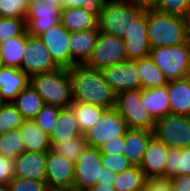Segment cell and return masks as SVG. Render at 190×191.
<instances>
[{
	"instance_id": "7c38bea8",
	"label": "cell",
	"mask_w": 190,
	"mask_h": 191,
	"mask_svg": "<svg viewBox=\"0 0 190 191\" xmlns=\"http://www.w3.org/2000/svg\"><path fill=\"white\" fill-rule=\"evenodd\" d=\"M21 70L29 77L34 74L52 72L59 69L50 56V52L38 37L26 38Z\"/></svg>"
},
{
	"instance_id": "60d3db41",
	"label": "cell",
	"mask_w": 190,
	"mask_h": 191,
	"mask_svg": "<svg viewBox=\"0 0 190 191\" xmlns=\"http://www.w3.org/2000/svg\"><path fill=\"white\" fill-rule=\"evenodd\" d=\"M101 162L104 168L109 169L111 172L118 174L122 171L129 169L133 165L129 160L123 155H106L101 154Z\"/></svg>"
},
{
	"instance_id": "d4e9b609",
	"label": "cell",
	"mask_w": 190,
	"mask_h": 191,
	"mask_svg": "<svg viewBox=\"0 0 190 191\" xmlns=\"http://www.w3.org/2000/svg\"><path fill=\"white\" fill-rule=\"evenodd\" d=\"M25 151L48 152L51 150L49 135L33 119L24 120L20 126Z\"/></svg>"
},
{
	"instance_id": "d6986e66",
	"label": "cell",
	"mask_w": 190,
	"mask_h": 191,
	"mask_svg": "<svg viewBox=\"0 0 190 191\" xmlns=\"http://www.w3.org/2000/svg\"><path fill=\"white\" fill-rule=\"evenodd\" d=\"M99 28L70 32V57L75 64H86L90 59L99 37Z\"/></svg>"
},
{
	"instance_id": "1f68e13d",
	"label": "cell",
	"mask_w": 190,
	"mask_h": 191,
	"mask_svg": "<svg viewBox=\"0 0 190 191\" xmlns=\"http://www.w3.org/2000/svg\"><path fill=\"white\" fill-rule=\"evenodd\" d=\"M147 180L148 177L139 166H132L116 174L113 186L116 191H140Z\"/></svg>"
},
{
	"instance_id": "3957f363",
	"label": "cell",
	"mask_w": 190,
	"mask_h": 191,
	"mask_svg": "<svg viewBox=\"0 0 190 191\" xmlns=\"http://www.w3.org/2000/svg\"><path fill=\"white\" fill-rule=\"evenodd\" d=\"M30 85L42 97L44 104L70 108L74 102L70 70L59 68L52 72L30 76Z\"/></svg>"
},
{
	"instance_id": "ba28073f",
	"label": "cell",
	"mask_w": 190,
	"mask_h": 191,
	"mask_svg": "<svg viewBox=\"0 0 190 191\" xmlns=\"http://www.w3.org/2000/svg\"><path fill=\"white\" fill-rule=\"evenodd\" d=\"M128 125L113 107L105 109L98 121L84 133L88 146L99 148L107 141L118 140L128 131Z\"/></svg>"
},
{
	"instance_id": "11a10c76",
	"label": "cell",
	"mask_w": 190,
	"mask_h": 191,
	"mask_svg": "<svg viewBox=\"0 0 190 191\" xmlns=\"http://www.w3.org/2000/svg\"><path fill=\"white\" fill-rule=\"evenodd\" d=\"M66 191H82V190H76V189H68V190H66Z\"/></svg>"
},
{
	"instance_id": "8992f818",
	"label": "cell",
	"mask_w": 190,
	"mask_h": 191,
	"mask_svg": "<svg viewBox=\"0 0 190 191\" xmlns=\"http://www.w3.org/2000/svg\"><path fill=\"white\" fill-rule=\"evenodd\" d=\"M63 6L59 0H30L26 13V32L38 37L50 27L61 23Z\"/></svg>"
},
{
	"instance_id": "30bf717a",
	"label": "cell",
	"mask_w": 190,
	"mask_h": 191,
	"mask_svg": "<svg viewBox=\"0 0 190 191\" xmlns=\"http://www.w3.org/2000/svg\"><path fill=\"white\" fill-rule=\"evenodd\" d=\"M101 153L98 148L86 146L75 161L72 188L86 191L101 180Z\"/></svg>"
},
{
	"instance_id": "681fc988",
	"label": "cell",
	"mask_w": 190,
	"mask_h": 191,
	"mask_svg": "<svg viewBox=\"0 0 190 191\" xmlns=\"http://www.w3.org/2000/svg\"><path fill=\"white\" fill-rule=\"evenodd\" d=\"M131 1L144 7H152L157 0H131Z\"/></svg>"
},
{
	"instance_id": "5b68a950",
	"label": "cell",
	"mask_w": 190,
	"mask_h": 191,
	"mask_svg": "<svg viewBox=\"0 0 190 191\" xmlns=\"http://www.w3.org/2000/svg\"><path fill=\"white\" fill-rule=\"evenodd\" d=\"M189 56L190 40L171 47L151 48L149 52V57L168 81L186 78Z\"/></svg>"
},
{
	"instance_id": "44dd1931",
	"label": "cell",
	"mask_w": 190,
	"mask_h": 191,
	"mask_svg": "<svg viewBox=\"0 0 190 191\" xmlns=\"http://www.w3.org/2000/svg\"><path fill=\"white\" fill-rule=\"evenodd\" d=\"M153 131L129 128L125 134L123 155L133 166H139Z\"/></svg>"
},
{
	"instance_id": "836d02e7",
	"label": "cell",
	"mask_w": 190,
	"mask_h": 191,
	"mask_svg": "<svg viewBox=\"0 0 190 191\" xmlns=\"http://www.w3.org/2000/svg\"><path fill=\"white\" fill-rule=\"evenodd\" d=\"M87 146L84 134H81L75 138H71L68 141L59 143H51V150L55 153L62 155L70 161H76Z\"/></svg>"
},
{
	"instance_id": "9a60e30c",
	"label": "cell",
	"mask_w": 190,
	"mask_h": 191,
	"mask_svg": "<svg viewBox=\"0 0 190 191\" xmlns=\"http://www.w3.org/2000/svg\"><path fill=\"white\" fill-rule=\"evenodd\" d=\"M75 162L50 150L46 158V183L49 190L72 189Z\"/></svg>"
},
{
	"instance_id": "f35d334b",
	"label": "cell",
	"mask_w": 190,
	"mask_h": 191,
	"mask_svg": "<svg viewBox=\"0 0 190 191\" xmlns=\"http://www.w3.org/2000/svg\"><path fill=\"white\" fill-rule=\"evenodd\" d=\"M190 0H157L152 8L157 11L186 18Z\"/></svg>"
},
{
	"instance_id": "6f0895ef",
	"label": "cell",
	"mask_w": 190,
	"mask_h": 191,
	"mask_svg": "<svg viewBox=\"0 0 190 191\" xmlns=\"http://www.w3.org/2000/svg\"><path fill=\"white\" fill-rule=\"evenodd\" d=\"M49 191H66V190H49Z\"/></svg>"
},
{
	"instance_id": "f907efd6",
	"label": "cell",
	"mask_w": 190,
	"mask_h": 191,
	"mask_svg": "<svg viewBox=\"0 0 190 191\" xmlns=\"http://www.w3.org/2000/svg\"><path fill=\"white\" fill-rule=\"evenodd\" d=\"M186 24H187V27H188V31H189V34H190V7H189V11L187 13V16H186Z\"/></svg>"
},
{
	"instance_id": "e0dca14e",
	"label": "cell",
	"mask_w": 190,
	"mask_h": 191,
	"mask_svg": "<svg viewBox=\"0 0 190 191\" xmlns=\"http://www.w3.org/2000/svg\"><path fill=\"white\" fill-rule=\"evenodd\" d=\"M47 152L24 151L14 159L15 176L46 182Z\"/></svg>"
},
{
	"instance_id": "bcb514c9",
	"label": "cell",
	"mask_w": 190,
	"mask_h": 191,
	"mask_svg": "<svg viewBox=\"0 0 190 191\" xmlns=\"http://www.w3.org/2000/svg\"><path fill=\"white\" fill-rule=\"evenodd\" d=\"M170 179L174 191H190V175H176Z\"/></svg>"
},
{
	"instance_id": "2e32d148",
	"label": "cell",
	"mask_w": 190,
	"mask_h": 191,
	"mask_svg": "<svg viewBox=\"0 0 190 191\" xmlns=\"http://www.w3.org/2000/svg\"><path fill=\"white\" fill-rule=\"evenodd\" d=\"M122 38L125 41L128 60H139L149 56L151 47L147 33V7Z\"/></svg>"
},
{
	"instance_id": "ee69618b",
	"label": "cell",
	"mask_w": 190,
	"mask_h": 191,
	"mask_svg": "<svg viewBox=\"0 0 190 191\" xmlns=\"http://www.w3.org/2000/svg\"><path fill=\"white\" fill-rule=\"evenodd\" d=\"M14 177V159L0 156V184H9Z\"/></svg>"
},
{
	"instance_id": "b9f144b4",
	"label": "cell",
	"mask_w": 190,
	"mask_h": 191,
	"mask_svg": "<svg viewBox=\"0 0 190 191\" xmlns=\"http://www.w3.org/2000/svg\"><path fill=\"white\" fill-rule=\"evenodd\" d=\"M108 0H64L62 2L63 9L65 8H86L88 12L100 17L103 6Z\"/></svg>"
},
{
	"instance_id": "f1b7e54d",
	"label": "cell",
	"mask_w": 190,
	"mask_h": 191,
	"mask_svg": "<svg viewBox=\"0 0 190 191\" xmlns=\"http://www.w3.org/2000/svg\"><path fill=\"white\" fill-rule=\"evenodd\" d=\"M176 175H190V146L182 149H168L163 177L171 178Z\"/></svg>"
},
{
	"instance_id": "ffe728a7",
	"label": "cell",
	"mask_w": 190,
	"mask_h": 191,
	"mask_svg": "<svg viewBox=\"0 0 190 191\" xmlns=\"http://www.w3.org/2000/svg\"><path fill=\"white\" fill-rule=\"evenodd\" d=\"M30 83V77L21 69L3 67L0 71V98L4 103L15 97Z\"/></svg>"
},
{
	"instance_id": "74e56055",
	"label": "cell",
	"mask_w": 190,
	"mask_h": 191,
	"mask_svg": "<svg viewBox=\"0 0 190 191\" xmlns=\"http://www.w3.org/2000/svg\"><path fill=\"white\" fill-rule=\"evenodd\" d=\"M30 0H0V17L25 19Z\"/></svg>"
},
{
	"instance_id": "9c48e42d",
	"label": "cell",
	"mask_w": 190,
	"mask_h": 191,
	"mask_svg": "<svg viewBox=\"0 0 190 191\" xmlns=\"http://www.w3.org/2000/svg\"><path fill=\"white\" fill-rule=\"evenodd\" d=\"M153 135L169 148L182 149L190 146V116L166 114L156 120Z\"/></svg>"
},
{
	"instance_id": "7402d4cb",
	"label": "cell",
	"mask_w": 190,
	"mask_h": 191,
	"mask_svg": "<svg viewBox=\"0 0 190 191\" xmlns=\"http://www.w3.org/2000/svg\"><path fill=\"white\" fill-rule=\"evenodd\" d=\"M170 113L190 116V79L170 80L167 83Z\"/></svg>"
},
{
	"instance_id": "9f6ffc18",
	"label": "cell",
	"mask_w": 190,
	"mask_h": 191,
	"mask_svg": "<svg viewBox=\"0 0 190 191\" xmlns=\"http://www.w3.org/2000/svg\"><path fill=\"white\" fill-rule=\"evenodd\" d=\"M3 101L1 100V98H0V107L3 105Z\"/></svg>"
},
{
	"instance_id": "8fae6325",
	"label": "cell",
	"mask_w": 190,
	"mask_h": 191,
	"mask_svg": "<svg viewBox=\"0 0 190 191\" xmlns=\"http://www.w3.org/2000/svg\"><path fill=\"white\" fill-rule=\"evenodd\" d=\"M125 60L128 59L124 39L100 32L93 53L86 64L101 70Z\"/></svg>"
},
{
	"instance_id": "4fadbf2b",
	"label": "cell",
	"mask_w": 190,
	"mask_h": 191,
	"mask_svg": "<svg viewBox=\"0 0 190 191\" xmlns=\"http://www.w3.org/2000/svg\"><path fill=\"white\" fill-rule=\"evenodd\" d=\"M104 81L115 94L127 90L142 89L137 60H125L119 64L101 69Z\"/></svg>"
},
{
	"instance_id": "484cf974",
	"label": "cell",
	"mask_w": 190,
	"mask_h": 191,
	"mask_svg": "<svg viewBox=\"0 0 190 191\" xmlns=\"http://www.w3.org/2000/svg\"><path fill=\"white\" fill-rule=\"evenodd\" d=\"M82 133L74 118L71 108H62L58 114V119L49 135L50 143H59L75 138Z\"/></svg>"
},
{
	"instance_id": "7bdbcfd3",
	"label": "cell",
	"mask_w": 190,
	"mask_h": 191,
	"mask_svg": "<svg viewBox=\"0 0 190 191\" xmlns=\"http://www.w3.org/2000/svg\"><path fill=\"white\" fill-rule=\"evenodd\" d=\"M140 191H174V188L170 178L156 177L148 178Z\"/></svg>"
},
{
	"instance_id": "7a4b0ae2",
	"label": "cell",
	"mask_w": 190,
	"mask_h": 191,
	"mask_svg": "<svg viewBox=\"0 0 190 191\" xmlns=\"http://www.w3.org/2000/svg\"><path fill=\"white\" fill-rule=\"evenodd\" d=\"M147 33L151 48L187 43L190 34L186 19L147 7Z\"/></svg>"
},
{
	"instance_id": "816d5d0a",
	"label": "cell",
	"mask_w": 190,
	"mask_h": 191,
	"mask_svg": "<svg viewBox=\"0 0 190 191\" xmlns=\"http://www.w3.org/2000/svg\"><path fill=\"white\" fill-rule=\"evenodd\" d=\"M0 191H10L9 184H0Z\"/></svg>"
},
{
	"instance_id": "d6a6232c",
	"label": "cell",
	"mask_w": 190,
	"mask_h": 191,
	"mask_svg": "<svg viewBox=\"0 0 190 191\" xmlns=\"http://www.w3.org/2000/svg\"><path fill=\"white\" fill-rule=\"evenodd\" d=\"M25 151L20 129H12L0 135V156L15 159Z\"/></svg>"
},
{
	"instance_id": "f5cc1de1",
	"label": "cell",
	"mask_w": 190,
	"mask_h": 191,
	"mask_svg": "<svg viewBox=\"0 0 190 191\" xmlns=\"http://www.w3.org/2000/svg\"><path fill=\"white\" fill-rule=\"evenodd\" d=\"M186 78L190 79V56L188 60V67H187V72H186Z\"/></svg>"
},
{
	"instance_id": "83f0119b",
	"label": "cell",
	"mask_w": 190,
	"mask_h": 191,
	"mask_svg": "<svg viewBox=\"0 0 190 191\" xmlns=\"http://www.w3.org/2000/svg\"><path fill=\"white\" fill-rule=\"evenodd\" d=\"M29 35L25 31L21 36L8 39L0 44V54L3 58L5 67L21 69L22 59L26 38Z\"/></svg>"
},
{
	"instance_id": "4dcf8cb0",
	"label": "cell",
	"mask_w": 190,
	"mask_h": 191,
	"mask_svg": "<svg viewBox=\"0 0 190 191\" xmlns=\"http://www.w3.org/2000/svg\"><path fill=\"white\" fill-rule=\"evenodd\" d=\"M70 108L73 111L74 118L82 134L98 121L102 112L105 110L101 106L78 101H74Z\"/></svg>"
},
{
	"instance_id": "d590c367",
	"label": "cell",
	"mask_w": 190,
	"mask_h": 191,
	"mask_svg": "<svg viewBox=\"0 0 190 191\" xmlns=\"http://www.w3.org/2000/svg\"><path fill=\"white\" fill-rule=\"evenodd\" d=\"M25 31V19L0 17V44L13 37L21 36Z\"/></svg>"
},
{
	"instance_id": "db71d44e",
	"label": "cell",
	"mask_w": 190,
	"mask_h": 191,
	"mask_svg": "<svg viewBox=\"0 0 190 191\" xmlns=\"http://www.w3.org/2000/svg\"><path fill=\"white\" fill-rule=\"evenodd\" d=\"M3 67H5V65H4V62H3V58H2V56H1V54H0V71H1V69H2Z\"/></svg>"
},
{
	"instance_id": "277c9868",
	"label": "cell",
	"mask_w": 190,
	"mask_h": 191,
	"mask_svg": "<svg viewBox=\"0 0 190 191\" xmlns=\"http://www.w3.org/2000/svg\"><path fill=\"white\" fill-rule=\"evenodd\" d=\"M145 9L131 0H108L98 19L99 32L123 37Z\"/></svg>"
},
{
	"instance_id": "6da1fadb",
	"label": "cell",
	"mask_w": 190,
	"mask_h": 191,
	"mask_svg": "<svg viewBox=\"0 0 190 191\" xmlns=\"http://www.w3.org/2000/svg\"><path fill=\"white\" fill-rule=\"evenodd\" d=\"M74 101L113 108L116 94L104 81L101 70L87 64H75L70 69Z\"/></svg>"
},
{
	"instance_id": "8d00e7d4",
	"label": "cell",
	"mask_w": 190,
	"mask_h": 191,
	"mask_svg": "<svg viewBox=\"0 0 190 191\" xmlns=\"http://www.w3.org/2000/svg\"><path fill=\"white\" fill-rule=\"evenodd\" d=\"M61 109L58 106L44 104L33 120L46 134L50 135Z\"/></svg>"
},
{
	"instance_id": "52a82bcc",
	"label": "cell",
	"mask_w": 190,
	"mask_h": 191,
	"mask_svg": "<svg viewBox=\"0 0 190 191\" xmlns=\"http://www.w3.org/2000/svg\"><path fill=\"white\" fill-rule=\"evenodd\" d=\"M114 108L124 118L128 128L154 130L156 121L142 104L141 89L116 94Z\"/></svg>"
},
{
	"instance_id": "f546056e",
	"label": "cell",
	"mask_w": 190,
	"mask_h": 191,
	"mask_svg": "<svg viewBox=\"0 0 190 191\" xmlns=\"http://www.w3.org/2000/svg\"><path fill=\"white\" fill-rule=\"evenodd\" d=\"M142 89L158 88L167 85L164 73L156 66L149 56L137 60Z\"/></svg>"
},
{
	"instance_id": "603a6c76",
	"label": "cell",
	"mask_w": 190,
	"mask_h": 191,
	"mask_svg": "<svg viewBox=\"0 0 190 191\" xmlns=\"http://www.w3.org/2000/svg\"><path fill=\"white\" fill-rule=\"evenodd\" d=\"M141 101L155 121L170 113L167 85L141 89Z\"/></svg>"
},
{
	"instance_id": "cb8c5ba5",
	"label": "cell",
	"mask_w": 190,
	"mask_h": 191,
	"mask_svg": "<svg viewBox=\"0 0 190 191\" xmlns=\"http://www.w3.org/2000/svg\"><path fill=\"white\" fill-rule=\"evenodd\" d=\"M98 17L86 8H65L62 10V25L69 32H78L98 28Z\"/></svg>"
},
{
	"instance_id": "c3c4849f",
	"label": "cell",
	"mask_w": 190,
	"mask_h": 191,
	"mask_svg": "<svg viewBox=\"0 0 190 191\" xmlns=\"http://www.w3.org/2000/svg\"><path fill=\"white\" fill-rule=\"evenodd\" d=\"M86 191H116L113 184H100L97 183L95 186L87 189Z\"/></svg>"
},
{
	"instance_id": "f6af8a7d",
	"label": "cell",
	"mask_w": 190,
	"mask_h": 191,
	"mask_svg": "<svg viewBox=\"0 0 190 191\" xmlns=\"http://www.w3.org/2000/svg\"><path fill=\"white\" fill-rule=\"evenodd\" d=\"M125 142V135L118 137V140L107 141L101 145L98 149L101 154L106 155H118L123 154V146Z\"/></svg>"
},
{
	"instance_id": "7dc6e473",
	"label": "cell",
	"mask_w": 190,
	"mask_h": 191,
	"mask_svg": "<svg viewBox=\"0 0 190 191\" xmlns=\"http://www.w3.org/2000/svg\"><path fill=\"white\" fill-rule=\"evenodd\" d=\"M116 174L111 172L109 169L102 167L101 168V180H97V183L100 184H113Z\"/></svg>"
},
{
	"instance_id": "4316f807",
	"label": "cell",
	"mask_w": 190,
	"mask_h": 191,
	"mask_svg": "<svg viewBox=\"0 0 190 191\" xmlns=\"http://www.w3.org/2000/svg\"><path fill=\"white\" fill-rule=\"evenodd\" d=\"M25 120L33 119L42 109L44 101L30 83L12 102Z\"/></svg>"
},
{
	"instance_id": "5bb4252c",
	"label": "cell",
	"mask_w": 190,
	"mask_h": 191,
	"mask_svg": "<svg viewBox=\"0 0 190 191\" xmlns=\"http://www.w3.org/2000/svg\"><path fill=\"white\" fill-rule=\"evenodd\" d=\"M69 36L70 32L62 23L50 27L38 36L47 47L52 60L59 68L70 69L75 65L70 57Z\"/></svg>"
},
{
	"instance_id": "ac0fdd59",
	"label": "cell",
	"mask_w": 190,
	"mask_h": 191,
	"mask_svg": "<svg viewBox=\"0 0 190 191\" xmlns=\"http://www.w3.org/2000/svg\"><path fill=\"white\" fill-rule=\"evenodd\" d=\"M169 147L154 135L151 137L139 167L148 178L165 175L166 157Z\"/></svg>"
},
{
	"instance_id": "e575fe53",
	"label": "cell",
	"mask_w": 190,
	"mask_h": 191,
	"mask_svg": "<svg viewBox=\"0 0 190 191\" xmlns=\"http://www.w3.org/2000/svg\"><path fill=\"white\" fill-rule=\"evenodd\" d=\"M24 120L12 102L3 103L0 107V135L12 129H20Z\"/></svg>"
},
{
	"instance_id": "ab89813d",
	"label": "cell",
	"mask_w": 190,
	"mask_h": 191,
	"mask_svg": "<svg viewBox=\"0 0 190 191\" xmlns=\"http://www.w3.org/2000/svg\"><path fill=\"white\" fill-rule=\"evenodd\" d=\"M10 191H49L46 182L15 176L9 182Z\"/></svg>"
}]
</instances>
